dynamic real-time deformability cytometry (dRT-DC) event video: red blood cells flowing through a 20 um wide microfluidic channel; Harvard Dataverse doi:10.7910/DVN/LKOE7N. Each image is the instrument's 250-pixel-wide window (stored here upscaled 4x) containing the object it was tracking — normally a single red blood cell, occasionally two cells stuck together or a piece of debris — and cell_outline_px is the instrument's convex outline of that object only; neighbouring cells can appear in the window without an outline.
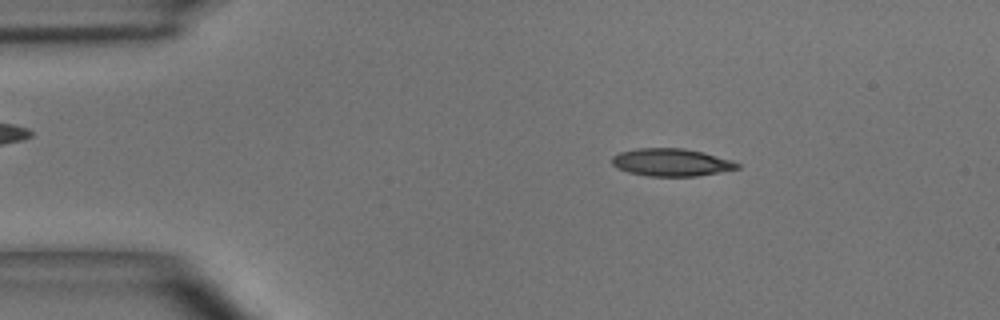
{"species": "common noctule bat (a hibernating species)", "species_latin": "Nyctalus noctula", "temperature_condition": "room temperature", "stored_images_in_passage": 49, "camera_frame_rate_fps": 3000, "um_per_image_px": 0.085, "animal": {"sex": "male", "body_mass_g": 15.6}, "frame": {"image": 1, "passage_image": 4, "time_ms": 1.0, "image_size_px": [1000, 320], "cell_outline_px": [[740, 168], [696, 176], [648, 176], [628, 172], [616, 168], [612, 164], [612, 156], [620, 152], [636, 148], [684, 148], [732, 160], [740, 164]], "centroid_in_image_um": [57.02, 13.8], "position_along_channel_um": 28.0, "area_um2": 20.06}}
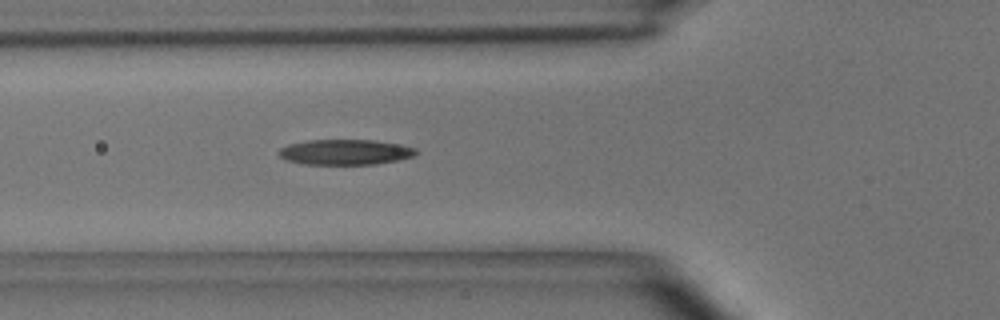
{"frame": {"image": 2, "passage_image": 14, "time_ms": 4.333, "image_size_px": [1000, 320], "cell_outline_px": [[416, 156], [376, 164], [304, 164], [288, 160], [280, 156], [280, 148], [288, 144], [308, 140], [372, 140], [396, 144], [416, 148]], "centroid_in_image_um": [29.34, 12.93], "position_along_channel_um": 96.5, "area_um2": 20.0}}
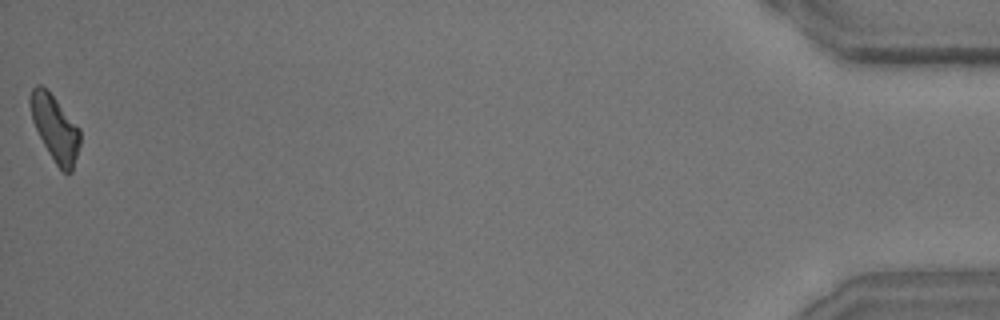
{"frame": {"image": 3, "passage_image": 49, "time_ms": 16.0, "image_size_px": [1000, 320], "cell_outline_px": [[80, 144], [72, 172], [64, 172], [56, 164], [48, 152], [32, 120], [28, 100], [28, 96], [32, 88], [36, 84], [40, 84], [56, 100], [80, 128]], "centroid_in_image_um": [4.66, 10.88], "position_along_channel_um": 430.5, "area_um2": 18.84}, "authors_computed_cell_mechanics": {"area_um2": 19.941, "velocity_mm_per_s": 3.6741, "shape_relaxation_time_tau1_ms": 6.0379, "shape_relaxation_time_tau2_ms": null, "deformation_change_tau1": 0.1746, "deformation_change_tau2": null}}